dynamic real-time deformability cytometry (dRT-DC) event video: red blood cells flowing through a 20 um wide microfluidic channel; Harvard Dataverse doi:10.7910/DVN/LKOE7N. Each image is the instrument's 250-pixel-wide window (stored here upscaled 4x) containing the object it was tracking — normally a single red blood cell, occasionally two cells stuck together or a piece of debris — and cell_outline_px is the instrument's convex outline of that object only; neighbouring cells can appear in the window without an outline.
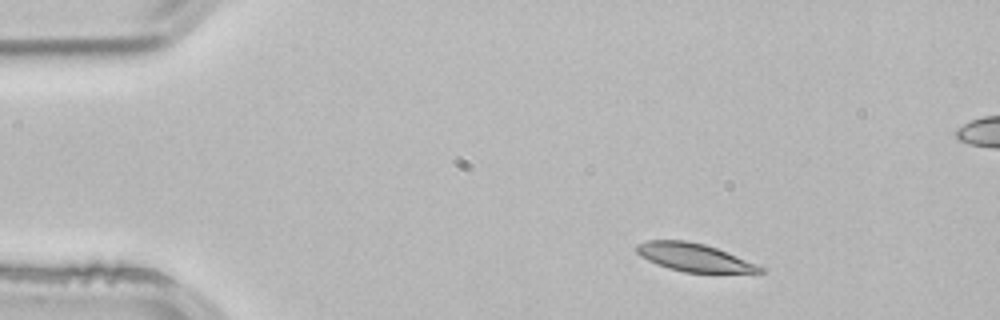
{"species": "common noctule bat (a hibernating species)", "species_latin": "Nyctalus noctula", "temperature_condition": "room temperature", "stored_images_in_passage": 3, "camera_frame_rate_fps": 3000, "um_per_image_px": 0.085, "animal": {"sex": "male", "body_mass_g": 21.5, "forearm_length_mm": 52.0}, "frame": {"image": 1, "passage_image": 1, "time_ms": 0.0, "image_size_px": [1000, 320], "cell_outline_px": [[764, 272], [684, 272], [668, 268], [656, 264], [640, 256], [636, 252], [636, 244], [648, 240], [684, 240], [704, 244], [716, 248], [756, 264], [764, 268]], "centroid_in_image_um": [58.92, 21.87], "position_along_channel_um": 26.1, "area_um2": 19.83}}